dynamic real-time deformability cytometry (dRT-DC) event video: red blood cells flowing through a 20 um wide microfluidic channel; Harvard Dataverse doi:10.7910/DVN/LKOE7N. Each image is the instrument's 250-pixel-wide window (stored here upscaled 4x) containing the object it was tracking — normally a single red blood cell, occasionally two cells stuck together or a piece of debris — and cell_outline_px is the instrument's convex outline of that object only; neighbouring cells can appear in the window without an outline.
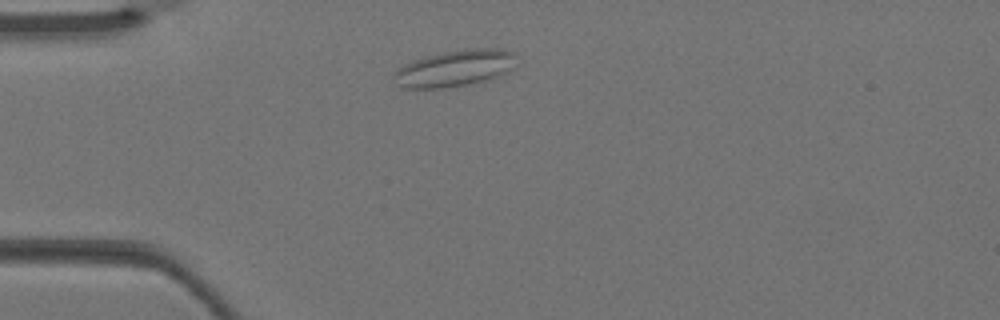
{"species": "Egyptian fruit bat (a non-hibernating species)", "species_latin": "Rousettus aegyptiacus", "temperature_condition": "warm", "stored_images_in_passage": 1, "camera_frame_rate_fps": 3000, "um_per_image_px": 0.085, "animal": {"sex": "female"}, "frame": {"image": 1, "passage_image": 1, "time_ms": 0.0, "image_size_px": [1000, 320], "cell_outline_px": [[516, 52], [512, 68], [500, 76], [468, 84], [444, 88], [404, 88], [396, 84], [396, 72], [404, 64], [412, 60], [424, 56], [444, 52], [472, 48], [496, 48]], "centroid_in_image_um": [38.68, 5.79], "position_along_channel_um": 46.3, "area_um2": 25.78}}